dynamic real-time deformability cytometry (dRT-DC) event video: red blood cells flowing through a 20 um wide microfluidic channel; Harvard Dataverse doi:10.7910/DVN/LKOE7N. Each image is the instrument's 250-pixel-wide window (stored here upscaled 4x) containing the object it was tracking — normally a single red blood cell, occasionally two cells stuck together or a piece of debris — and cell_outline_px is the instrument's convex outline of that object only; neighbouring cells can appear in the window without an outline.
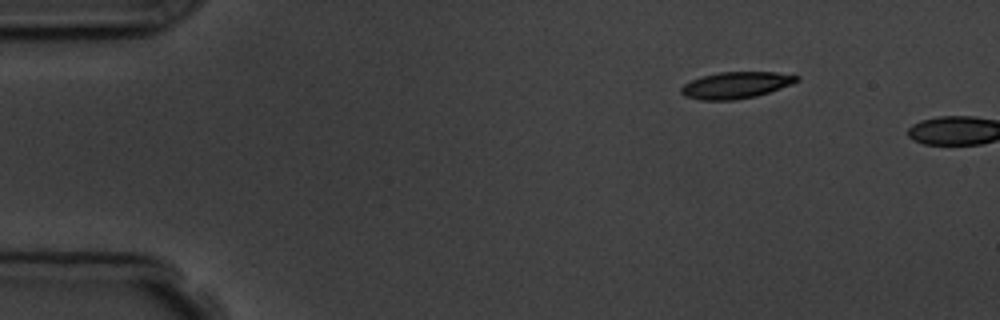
{"species": "common noctule bat (a hibernating species)", "species_latin": "Nyctalus noctula", "temperature_condition": "room temperature", "stored_images_in_passage": 2, "camera_frame_rate_fps": 3000, "um_per_image_px": 0.085, "animal": {"sex": "male", "body_mass_g": 19.5, "forearm_length_mm": 54.6}, "frame": {"image": 1, "passage_image": 1, "time_ms": 0.0, "image_size_px": [1000, 320], "cell_outline_px": [[800, 80], [792, 84], [756, 96], [732, 100], [700, 100], [684, 96], [680, 92], [680, 88], [684, 84], [700, 76], [720, 72], [776, 72], [800, 76]], "centroid_in_image_um": [62.54, 7.23], "position_along_channel_um": 22.5, "area_um2": 17.92}}